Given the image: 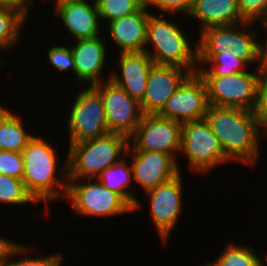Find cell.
Instances as JSON below:
<instances>
[{
  "mask_svg": "<svg viewBox=\"0 0 267 266\" xmlns=\"http://www.w3.org/2000/svg\"><path fill=\"white\" fill-rule=\"evenodd\" d=\"M22 119L4 105L0 108V150L22 152L35 136L29 131L27 133Z\"/></svg>",
  "mask_w": 267,
  "mask_h": 266,
  "instance_id": "7402d4cb",
  "label": "cell"
},
{
  "mask_svg": "<svg viewBox=\"0 0 267 266\" xmlns=\"http://www.w3.org/2000/svg\"><path fill=\"white\" fill-rule=\"evenodd\" d=\"M32 250L30 247H27V244H16L10 249L6 260L4 261L2 266H62L63 254L62 253H51V255H46L42 257H31ZM30 255L28 256L27 254ZM24 256L20 259V256ZM18 256V260H13V258ZM11 258V259H10ZM13 260V261H12Z\"/></svg>",
  "mask_w": 267,
  "mask_h": 266,
  "instance_id": "4316f807",
  "label": "cell"
},
{
  "mask_svg": "<svg viewBox=\"0 0 267 266\" xmlns=\"http://www.w3.org/2000/svg\"><path fill=\"white\" fill-rule=\"evenodd\" d=\"M128 146L127 137L109 132L96 139L69 143L68 179H97L102 171L126 157Z\"/></svg>",
  "mask_w": 267,
  "mask_h": 266,
  "instance_id": "277c9868",
  "label": "cell"
},
{
  "mask_svg": "<svg viewBox=\"0 0 267 266\" xmlns=\"http://www.w3.org/2000/svg\"><path fill=\"white\" fill-rule=\"evenodd\" d=\"M187 17L201 23L199 32L211 26L245 22L240 15L237 0H195Z\"/></svg>",
  "mask_w": 267,
  "mask_h": 266,
  "instance_id": "d6986e66",
  "label": "cell"
},
{
  "mask_svg": "<svg viewBox=\"0 0 267 266\" xmlns=\"http://www.w3.org/2000/svg\"><path fill=\"white\" fill-rule=\"evenodd\" d=\"M125 158L106 168L97 179L105 188L119 194L133 208V211H137L143 206L137 196L126 188L132 185L133 175L132 166L127 164Z\"/></svg>",
  "mask_w": 267,
  "mask_h": 266,
  "instance_id": "44dd1931",
  "label": "cell"
},
{
  "mask_svg": "<svg viewBox=\"0 0 267 266\" xmlns=\"http://www.w3.org/2000/svg\"><path fill=\"white\" fill-rule=\"evenodd\" d=\"M16 243L3 238L0 236V266L3 265L4 261L6 260V257L10 251V249L15 245Z\"/></svg>",
  "mask_w": 267,
  "mask_h": 266,
  "instance_id": "d590c367",
  "label": "cell"
},
{
  "mask_svg": "<svg viewBox=\"0 0 267 266\" xmlns=\"http://www.w3.org/2000/svg\"><path fill=\"white\" fill-rule=\"evenodd\" d=\"M179 25L165 19L163 14L157 16L151 13L148 17L145 51L155 65L177 66L188 70L191 74L197 72L198 49H194L186 33ZM152 46L153 49L147 47Z\"/></svg>",
  "mask_w": 267,
  "mask_h": 266,
  "instance_id": "3957f363",
  "label": "cell"
},
{
  "mask_svg": "<svg viewBox=\"0 0 267 266\" xmlns=\"http://www.w3.org/2000/svg\"><path fill=\"white\" fill-rule=\"evenodd\" d=\"M267 26V18L265 19V21L261 24V26Z\"/></svg>",
  "mask_w": 267,
  "mask_h": 266,
  "instance_id": "74e56055",
  "label": "cell"
},
{
  "mask_svg": "<svg viewBox=\"0 0 267 266\" xmlns=\"http://www.w3.org/2000/svg\"><path fill=\"white\" fill-rule=\"evenodd\" d=\"M208 107L205 83L196 72L183 81L158 115L183 124L204 119Z\"/></svg>",
  "mask_w": 267,
  "mask_h": 266,
  "instance_id": "7c38bea8",
  "label": "cell"
},
{
  "mask_svg": "<svg viewBox=\"0 0 267 266\" xmlns=\"http://www.w3.org/2000/svg\"><path fill=\"white\" fill-rule=\"evenodd\" d=\"M117 70L110 72L107 80H112L132 98L141 101L145 95L150 69L154 65L146 52L119 53ZM117 72V73H116ZM121 72V73H120Z\"/></svg>",
  "mask_w": 267,
  "mask_h": 266,
  "instance_id": "e0dca14e",
  "label": "cell"
},
{
  "mask_svg": "<svg viewBox=\"0 0 267 266\" xmlns=\"http://www.w3.org/2000/svg\"><path fill=\"white\" fill-rule=\"evenodd\" d=\"M265 137L267 136V125L265 126Z\"/></svg>",
  "mask_w": 267,
  "mask_h": 266,
  "instance_id": "f35d334b",
  "label": "cell"
},
{
  "mask_svg": "<svg viewBox=\"0 0 267 266\" xmlns=\"http://www.w3.org/2000/svg\"><path fill=\"white\" fill-rule=\"evenodd\" d=\"M226 245L213 262H207L204 266H264L263 259L247 243L230 241Z\"/></svg>",
  "mask_w": 267,
  "mask_h": 266,
  "instance_id": "d4e9b609",
  "label": "cell"
},
{
  "mask_svg": "<svg viewBox=\"0 0 267 266\" xmlns=\"http://www.w3.org/2000/svg\"><path fill=\"white\" fill-rule=\"evenodd\" d=\"M150 14L147 6L143 4L131 15L108 23L110 37L121 49V53L145 51L147 22Z\"/></svg>",
  "mask_w": 267,
  "mask_h": 266,
  "instance_id": "ac0fdd59",
  "label": "cell"
},
{
  "mask_svg": "<svg viewBox=\"0 0 267 266\" xmlns=\"http://www.w3.org/2000/svg\"><path fill=\"white\" fill-rule=\"evenodd\" d=\"M55 14L75 38L91 39L100 36L101 21L96 1H55Z\"/></svg>",
  "mask_w": 267,
  "mask_h": 266,
  "instance_id": "9a60e30c",
  "label": "cell"
},
{
  "mask_svg": "<svg viewBox=\"0 0 267 266\" xmlns=\"http://www.w3.org/2000/svg\"><path fill=\"white\" fill-rule=\"evenodd\" d=\"M255 113L260 119V122L267 125V70L260 69L258 80V103Z\"/></svg>",
  "mask_w": 267,
  "mask_h": 266,
  "instance_id": "836d02e7",
  "label": "cell"
},
{
  "mask_svg": "<svg viewBox=\"0 0 267 266\" xmlns=\"http://www.w3.org/2000/svg\"><path fill=\"white\" fill-rule=\"evenodd\" d=\"M74 99L70 112H68V143H80L108 133L100 92L93 85H88Z\"/></svg>",
  "mask_w": 267,
  "mask_h": 266,
  "instance_id": "ba28073f",
  "label": "cell"
},
{
  "mask_svg": "<svg viewBox=\"0 0 267 266\" xmlns=\"http://www.w3.org/2000/svg\"><path fill=\"white\" fill-rule=\"evenodd\" d=\"M101 36L76 40L71 45L75 64V80L89 86L105 81L102 77L107 62V47Z\"/></svg>",
  "mask_w": 267,
  "mask_h": 266,
  "instance_id": "2e32d148",
  "label": "cell"
},
{
  "mask_svg": "<svg viewBox=\"0 0 267 266\" xmlns=\"http://www.w3.org/2000/svg\"><path fill=\"white\" fill-rule=\"evenodd\" d=\"M205 120L230 161L255 166L260 158L261 137L265 133V126L255 111L209 104Z\"/></svg>",
  "mask_w": 267,
  "mask_h": 266,
  "instance_id": "6da1fadb",
  "label": "cell"
},
{
  "mask_svg": "<svg viewBox=\"0 0 267 266\" xmlns=\"http://www.w3.org/2000/svg\"><path fill=\"white\" fill-rule=\"evenodd\" d=\"M34 0H0V5L15 8L19 10L23 15L28 17L29 8L34 4Z\"/></svg>",
  "mask_w": 267,
  "mask_h": 266,
  "instance_id": "e575fe53",
  "label": "cell"
},
{
  "mask_svg": "<svg viewBox=\"0 0 267 266\" xmlns=\"http://www.w3.org/2000/svg\"><path fill=\"white\" fill-rule=\"evenodd\" d=\"M131 156L133 181L144 192L156 188L182 171L178 161L171 155L157 151H127Z\"/></svg>",
  "mask_w": 267,
  "mask_h": 266,
  "instance_id": "4fadbf2b",
  "label": "cell"
},
{
  "mask_svg": "<svg viewBox=\"0 0 267 266\" xmlns=\"http://www.w3.org/2000/svg\"><path fill=\"white\" fill-rule=\"evenodd\" d=\"M195 0H144V4L149 9L150 7L158 8L160 14L166 12L168 14L183 13L187 17L193 8Z\"/></svg>",
  "mask_w": 267,
  "mask_h": 266,
  "instance_id": "d6a6232c",
  "label": "cell"
},
{
  "mask_svg": "<svg viewBox=\"0 0 267 266\" xmlns=\"http://www.w3.org/2000/svg\"><path fill=\"white\" fill-rule=\"evenodd\" d=\"M0 174L22 180L24 175L22 152L0 150Z\"/></svg>",
  "mask_w": 267,
  "mask_h": 266,
  "instance_id": "f546056e",
  "label": "cell"
},
{
  "mask_svg": "<svg viewBox=\"0 0 267 266\" xmlns=\"http://www.w3.org/2000/svg\"><path fill=\"white\" fill-rule=\"evenodd\" d=\"M26 19L19 10L0 5V52L10 50L20 42Z\"/></svg>",
  "mask_w": 267,
  "mask_h": 266,
  "instance_id": "cb8c5ba5",
  "label": "cell"
},
{
  "mask_svg": "<svg viewBox=\"0 0 267 266\" xmlns=\"http://www.w3.org/2000/svg\"><path fill=\"white\" fill-rule=\"evenodd\" d=\"M42 137L34 136L22 150L23 182L27 192L37 202L52 203L66 196L68 171L66 162L58 171V157L54 147ZM57 172H60L57 174ZM60 176V177H59ZM64 193V194H63Z\"/></svg>",
  "mask_w": 267,
  "mask_h": 266,
  "instance_id": "7a4b0ae2",
  "label": "cell"
},
{
  "mask_svg": "<svg viewBox=\"0 0 267 266\" xmlns=\"http://www.w3.org/2000/svg\"><path fill=\"white\" fill-rule=\"evenodd\" d=\"M0 202L11 206L37 203L27 192L23 180L3 174H0Z\"/></svg>",
  "mask_w": 267,
  "mask_h": 266,
  "instance_id": "83f0119b",
  "label": "cell"
},
{
  "mask_svg": "<svg viewBox=\"0 0 267 266\" xmlns=\"http://www.w3.org/2000/svg\"><path fill=\"white\" fill-rule=\"evenodd\" d=\"M199 35L198 66H204L215 54L232 49L235 43V24L211 26Z\"/></svg>",
  "mask_w": 267,
  "mask_h": 266,
  "instance_id": "ffe728a7",
  "label": "cell"
},
{
  "mask_svg": "<svg viewBox=\"0 0 267 266\" xmlns=\"http://www.w3.org/2000/svg\"><path fill=\"white\" fill-rule=\"evenodd\" d=\"M190 74L181 67L154 64L148 75L145 95L140 101L143 114H158Z\"/></svg>",
  "mask_w": 267,
  "mask_h": 266,
  "instance_id": "5bb4252c",
  "label": "cell"
},
{
  "mask_svg": "<svg viewBox=\"0 0 267 266\" xmlns=\"http://www.w3.org/2000/svg\"><path fill=\"white\" fill-rule=\"evenodd\" d=\"M266 33V38L265 40L262 41L263 43L260 42V64L259 68L267 70V26L263 27Z\"/></svg>",
  "mask_w": 267,
  "mask_h": 266,
  "instance_id": "8d00e7d4",
  "label": "cell"
},
{
  "mask_svg": "<svg viewBox=\"0 0 267 266\" xmlns=\"http://www.w3.org/2000/svg\"><path fill=\"white\" fill-rule=\"evenodd\" d=\"M93 86L100 92L103 100L108 132L129 139L144 115L140 102L112 80L102 81Z\"/></svg>",
  "mask_w": 267,
  "mask_h": 266,
  "instance_id": "30bf717a",
  "label": "cell"
},
{
  "mask_svg": "<svg viewBox=\"0 0 267 266\" xmlns=\"http://www.w3.org/2000/svg\"><path fill=\"white\" fill-rule=\"evenodd\" d=\"M248 70L225 76H200L206 86L209 104L255 111L260 68Z\"/></svg>",
  "mask_w": 267,
  "mask_h": 266,
  "instance_id": "8992f818",
  "label": "cell"
},
{
  "mask_svg": "<svg viewBox=\"0 0 267 266\" xmlns=\"http://www.w3.org/2000/svg\"><path fill=\"white\" fill-rule=\"evenodd\" d=\"M66 198L73 210L83 217L107 218L134 212L119 194L105 188L98 179L94 182L93 179H87V183L85 180L68 179Z\"/></svg>",
  "mask_w": 267,
  "mask_h": 266,
  "instance_id": "52a82bcc",
  "label": "cell"
},
{
  "mask_svg": "<svg viewBox=\"0 0 267 266\" xmlns=\"http://www.w3.org/2000/svg\"><path fill=\"white\" fill-rule=\"evenodd\" d=\"M240 15L245 22L262 24L267 18V0H237Z\"/></svg>",
  "mask_w": 267,
  "mask_h": 266,
  "instance_id": "1f68e13d",
  "label": "cell"
},
{
  "mask_svg": "<svg viewBox=\"0 0 267 266\" xmlns=\"http://www.w3.org/2000/svg\"><path fill=\"white\" fill-rule=\"evenodd\" d=\"M181 132L182 124L177 121L158 114H144L129 138L127 151H157L178 160L176 153L181 149Z\"/></svg>",
  "mask_w": 267,
  "mask_h": 266,
  "instance_id": "9c48e42d",
  "label": "cell"
},
{
  "mask_svg": "<svg viewBox=\"0 0 267 266\" xmlns=\"http://www.w3.org/2000/svg\"><path fill=\"white\" fill-rule=\"evenodd\" d=\"M254 24L255 23L251 22L235 23V43L232 45V50L235 51L236 56L242 59L248 66L255 64L256 67H259L260 41L258 42L256 38L259 36L258 33L250 29V26L253 27Z\"/></svg>",
  "mask_w": 267,
  "mask_h": 266,
  "instance_id": "603a6c76",
  "label": "cell"
},
{
  "mask_svg": "<svg viewBox=\"0 0 267 266\" xmlns=\"http://www.w3.org/2000/svg\"><path fill=\"white\" fill-rule=\"evenodd\" d=\"M47 59L55 69L58 71H63L64 73L68 70L73 71V75L75 74V64L74 58L71 52L70 46H59L54 45L46 51Z\"/></svg>",
  "mask_w": 267,
  "mask_h": 266,
  "instance_id": "4dcf8cb0",
  "label": "cell"
},
{
  "mask_svg": "<svg viewBox=\"0 0 267 266\" xmlns=\"http://www.w3.org/2000/svg\"><path fill=\"white\" fill-rule=\"evenodd\" d=\"M182 153L188 157L189 170L196 174L209 173L215 167L231 162L205 118L182 124L179 154Z\"/></svg>",
  "mask_w": 267,
  "mask_h": 266,
  "instance_id": "5b68a950",
  "label": "cell"
},
{
  "mask_svg": "<svg viewBox=\"0 0 267 266\" xmlns=\"http://www.w3.org/2000/svg\"><path fill=\"white\" fill-rule=\"evenodd\" d=\"M100 20L112 22L121 17L129 16L138 10L144 0H95ZM103 19V21H102Z\"/></svg>",
  "mask_w": 267,
  "mask_h": 266,
  "instance_id": "f1b7e54d",
  "label": "cell"
},
{
  "mask_svg": "<svg viewBox=\"0 0 267 266\" xmlns=\"http://www.w3.org/2000/svg\"><path fill=\"white\" fill-rule=\"evenodd\" d=\"M183 185L182 176L179 173L167 182L145 192L150 201V217L162 243L169 239L182 214Z\"/></svg>",
  "mask_w": 267,
  "mask_h": 266,
  "instance_id": "8fae6325",
  "label": "cell"
},
{
  "mask_svg": "<svg viewBox=\"0 0 267 266\" xmlns=\"http://www.w3.org/2000/svg\"><path fill=\"white\" fill-rule=\"evenodd\" d=\"M198 66L199 76H225L246 71L249 66L232 49L215 54L205 65ZM207 66L210 68H207Z\"/></svg>",
  "mask_w": 267,
  "mask_h": 266,
  "instance_id": "484cf974",
  "label": "cell"
}]
</instances>
